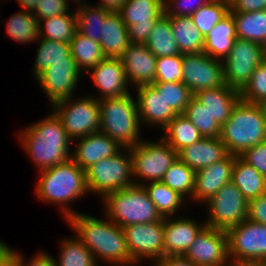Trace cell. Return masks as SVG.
Segmentation results:
<instances>
[{
  "label": "cell",
  "instance_id": "47",
  "mask_svg": "<svg viewBox=\"0 0 266 266\" xmlns=\"http://www.w3.org/2000/svg\"><path fill=\"white\" fill-rule=\"evenodd\" d=\"M72 1L75 2L76 0ZM70 11L67 0H40L32 13L39 21L41 19L69 13Z\"/></svg>",
  "mask_w": 266,
  "mask_h": 266
},
{
  "label": "cell",
  "instance_id": "38",
  "mask_svg": "<svg viewBox=\"0 0 266 266\" xmlns=\"http://www.w3.org/2000/svg\"><path fill=\"white\" fill-rule=\"evenodd\" d=\"M38 19L32 12L21 10L11 16L6 24L7 34L12 40L21 44H28L39 38Z\"/></svg>",
  "mask_w": 266,
  "mask_h": 266
},
{
  "label": "cell",
  "instance_id": "50",
  "mask_svg": "<svg viewBox=\"0 0 266 266\" xmlns=\"http://www.w3.org/2000/svg\"><path fill=\"white\" fill-rule=\"evenodd\" d=\"M266 10V0H233L229 12H253Z\"/></svg>",
  "mask_w": 266,
  "mask_h": 266
},
{
  "label": "cell",
  "instance_id": "32",
  "mask_svg": "<svg viewBox=\"0 0 266 266\" xmlns=\"http://www.w3.org/2000/svg\"><path fill=\"white\" fill-rule=\"evenodd\" d=\"M145 45L157 58L181 54L165 13L157 19Z\"/></svg>",
  "mask_w": 266,
  "mask_h": 266
},
{
  "label": "cell",
  "instance_id": "34",
  "mask_svg": "<svg viewBox=\"0 0 266 266\" xmlns=\"http://www.w3.org/2000/svg\"><path fill=\"white\" fill-rule=\"evenodd\" d=\"M74 12L39 20V37L70 43L77 31V17Z\"/></svg>",
  "mask_w": 266,
  "mask_h": 266
},
{
  "label": "cell",
  "instance_id": "23",
  "mask_svg": "<svg viewBox=\"0 0 266 266\" xmlns=\"http://www.w3.org/2000/svg\"><path fill=\"white\" fill-rule=\"evenodd\" d=\"M174 219L164 218L165 256L184 255L199 232L206 226L205 222L199 225L198 221L188 217Z\"/></svg>",
  "mask_w": 266,
  "mask_h": 266
},
{
  "label": "cell",
  "instance_id": "56",
  "mask_svg": "<svg viewBox=\"0 0 266 266\" xmlns=\"http://www.w3.org/2000/svg\"><path fill=\"white\" fill-rule=\"evenodd\" d=\"M22 10L32 12L40 0H17Z\"/></svg>",
  "mask_w": 266,
  "mask_h": 266
},
{
  "label": "cell",
  "instance_id": "20",
  "mask_svg": "<svg viewBox=\"0 0 266 266\" xmlns=\"http://www.w3.org/2000/svg\"><path fill=\"white\" fill-rule=\"evenodd\" d=\"M77 142L71 159L84 171L103 159L115 156L123 149L118 142L101 131L77 138Z\"/></svg>",
  "mask_w": 266,
  "mask_h": 266
},
{
  "label": "cell",
  "instance_id": "35",
  "mask_svg": "<svg viewBox=\"0 0 266 266\" xmlns=\"http://www.w3.org/2000/svg\"><path fill=\"white\" fill-rule=\"evenodd\" d=\"M84 1L85 0H76L74 2L78 4V9L76 11L77 31L89 37L91 40L100 43L103 23L110 11L98 5L90 6L83 3Z\"/></svg>",
  "mask_w": 266,
  "mask_h": 266
},
{
  "label": "cell",
  "instance_id": "11",
  "mask_svg": "<svg viewBox=\"0 0 266 266\" xmlns=\"http://www.w3.org/2000/svg\"><path fill=\"white\" fill-rule=\"evenodd\" d=\"M222 62L225 84L241 91L249 82L254 70L263 63L262 45L236 38L229 54Z\"/></svg>",
  "mask_w": 266,
  "mask_h": 266
},
{
  "label": "cell",
  "instance_id": "16",
  "mask_svg": "<svg viewBox=\"0 0 266 266\" xmlns=\"http://www.w3.org/2000/svg\"><path fill=\"white\" fill-rule=\"evenodd\" d=\"M183 256L198 266H223L229 258L227 232L206 225Z\"/></svg>",
  "mask_w": 266,
  "mask_h": 266
},
{
  "label": "cell",
  "instance_id": "29",
  "mask_svg": "<svg viewBox=\"0 0 266 266\" xmlns=\"http://www.w3.org/2000/svg\"><path fill=\"white\" fill-rule=\"evenodd\" d=\"M174 39L182 54L203 52L204 36L191 17L169 16Z\"/></svg>",
  "mask_w": 266,
  "mask_h": 266
},
{
  "label": "cell",
  "instance_id": "44",
  "mask_svg": "<svg viewBox=\"0 0 266 266\" xmlns=\"http://www.w3.org/2000/svg\"><path fill=\"white\" fill-rule=\"evenodd\" d=\"M242 101L260 104L266 100V64H260L252 73L249 82L240 91Z\"/></svg>",
  "mask_w": 266,
  "mask_h": 266
},
{
  "label": "cell",
  "instance_id": "24",
  "mask_svg": "<svg viewBox=\"0 0 266 266\" xmlns=\"http://www.w3.org/2000/svg\"><path fill=\"white\" fill-rule=\"evenodd\" d=\"M228 151L219 137L202 138L178 152V158L195 172L223 160Z\"/></svg>",
  "mask_w": 266,
  "mask_h": 266
},
{
  "label": "cell",
  "instance_id": "6",
  "mask_svg": "<svg viewBox=\"0 0 266 266\" xmlns=\"http://www.w3.org/2000/svg\"><path fill=\"white\" fill-rule=\"evenodd\" d=\"M102 203L105 215L121 228L163 219L143 186L133 185L107 193Z\"/></svg>",
  "mask_w": 266,
  "mask_h": 266
},
{
  "label": "cell",
  "instance_id": "55",
  "mask_svg": "<svg viewBox=\"0 0 266 266\" xmlns=\"http://www.w3.org/2000/svg\"><path fill=\"white\" fill-rule=\"evenodd\" d=\"M266 266V262L259 260H240L230 257L223 266Z\"/></svg>",
  "mask_w": 266,
  "mask_h": 266
},
{
  "label": "cell",
  "instance_id": "59",
  "mask_svg": "<svg viewBox=\"0 0 266 266\" xmlns=\"http://www.w3.org/2000/svg\"><path fill=\"white\" fill-rule=\"evenodd\" d=\"M262 49H263V63L266 64V43L262 45Z\"/></svg>",
  "mask_w": 266,
  "mask_h": 266
},
{
  "label": "cell",
  "instance_id": "3",
  "mask_svg": "<svg viewBox=\"0 0 266 266\" xmlns=\"http://www.w3.org/2000/svg\"><path fill=\"white\" fill-rule=\"evenodd\" d=\"M39 172L40 179L35 188L37 197L46 203L61 206L59 208L65 220L75 215L77 212L71 210L69 203L88 193L85 171L70 158Z\"/></svg>",
  "mask_w": 266,
  "mask_h": 266
},
{
  "label": "cell",
  "instance_id": "42",
  "mask_svg": "<svg viewBox=\"0 0 266 266\" xmlns=\"http://www.w3.org/2000/svg\"><path fill=\"white\" fill-rule=\"evenodd\" d=\"M183 115L193 123L204 138L220 137L221 126L216 123L205 106L194 96L186 106Z\"/></svg>",
  "mask_w": 266,
  "mask_h": 266
},
{
  "label": "cell",
  "instance_id": "33",
  "mask_svg": "<svg viewBox=\"0 0 266 266\" xmlns=\"http://www.w3.org/2000/svg\"><path fill=\"white\" fill-rule=\"evenodd\" d=\"M71 55L77 63L79 70L86 74L106 57L103 55L100 43L76 31L70 41Z\"/></svg>",
  "mask_w": 266,
  "mask_h": 266
},
{
  "label": "cell",
  "instance_id": "54",
  "mask_svg": "<svg viewBox=\"0 0 266 266\" xmlns=\"http://www.w3.org/2000/svg\"><path fill=\"white\" fill-rule=\"evenodd\" d=\"M127 0H100L98 6L110 12H119Z\"/></svg>",
  "mask_w": 266,
  "mask_h": 266
},
{
  "label": "cell",
  "instance_id": "46",
  "mask_svg": "<svg viewBox=\"0 0 266 266\" xmlns=\"http://www.w3.org/2000/svg\"><path fill=\"white\" fill-rule=\"evenodd\" d=\"M210 1L212 0H167L164 3V13L167 16L190 17Z\"/></svg>",
  "mask_w": 266,
  "mask_h": 266
},
{
  "label": "cell",
  "instance_id": "27",
  "mask_svg": "<svg viewBox=\"0 0 266 266\" xmlns=\"http://www.w3.org/2000/svg\"><path fill=\"white\" fill-rule=\"evenodd\" d=\"M236 38L235 20L229 12L205 36L203 52L223 61L229 54Z\"/></svg>",
  "mask_w": 266,
  "mask_h": 266
},
{
  "label": "cell",
  "instance_id": "21",
  "mask_svg": "<svg viewBox=\"0 0 266 266\" xmlns=\"http://www.w3.org/2000/svg\"><path fill=\"white\" fill-rule=\"evenodd\" d=\"M87 74L100 91L101 98L121 97L129 94L128 83L124 67L120 58L106 57L92 68Z\"/></svg>",
  "mask_w": 266,
  "mask_h": 266
},
{
  "label": "cell",
  "instance_id": "13",
  "mask_svg": "<svg viewBox=\"0 0 266 266\" xmlns=\"http://www.w3.org/2000/svg\"><path fill=\"white\" fill-rule=\"evenodd\" d=\"M182 71V83L193 95L225 85L222 60L204 52L183 54Z\"/></svg>",
  "mask_w": 266,
  "mask_h": 266
},
{
  "label": "cell",
  "instance_id": "26",
  "mask_svg": "<svg viewBox=\"0 0 266 266\" xmlns=\"http://www.w3.org/2000/svg\"><path fill=\"white\" fill-rule=\"evenodd\" d=\"M128 29L119 12H110L103 23L100 45L103 55L120 58L130 45Z\"/></svg>",
  "mask_w": 266,
  "mask_h": 266
},
{
  "label": "cell",
  "instance_id": "10",
  "mask_svg": "<svg viewBox=\"0 0 266 266\" xmlns=\"http://www.w3.org/2000/svg\"><path fill=\"white\" fill-rule=\"evenodd\" d=\"M205 203L209 208L205 223L214 229L227 232L247 219L248 200L232 182L225 184Z\"/></svg>",
  "mask_w": 266,
  "mask_h": 266
},
{
  "label": "cell",
  "instance_id": "43",
  "mask_svg": "<svg viewBox=\"0 0 266 266\" xmlns=\"http://www.w3.org/2000/svg\"><path fill=\"white\" fill-rule=\"evenodd\" d=\"M152 85L177 114H184L186 106L194 96L182 82H154Z\"/></svg>",
  "mask_w": 266,
  "mask_h": 266
},
{
  "label": "cell",
  "instance_id": "15",
  "mask_svg": "<svg viewBox=\"0 0 266 266\" xmlns=\"http://www.w3.org/2000/svg\"><path fill=\"white\" fill-rule=\"evenodd\" d=\"M131 43H145L157 19L164 14L163 0H127L119 11Z\"/></svg>",
  "mask_w": 266,
  "mask_h": 266
},
{
  "label": "cell",
  "instance_id": "57",
  "mask_svg": "<svg viewBox=\"0 0 266 266\" xmlns=\"http://www.w3.org/2000/svg\"><path fill=\"white\" fill-rule=\"evenodd\" d=\"M10 249L4 242L0 240V258Z\"/></svg>",
  "mask_w": 266,
  "mask_h": 266
},
{
  "label": "cell",
  "instance_id": "8",
  "mask_svg": "<svg viewBox=\"0 0 266 266\" xmlns=\"http://www.w3.org/2000/svg\"><path fill=\"white\" fill-rule=\"evenodd\" d=\"M130 152L133 178L145 179L143 182H139L138 179L134 180L135 185L139 186L162 181L165 172L178 158V152L162 138L158 142L140 141L130 147Z\"/></svg>",
  "mask_w": 266,
  "mask_h": 266
},
{
  "label": "cell",
  "instance_id": "58",
  "mask_svg": "<svg viewBox=\"0 0 266 266\" xmlns=\"http://www.w3.org/2000/svg\"><path fill=\"white\" fill-rule=\"evenodd\" d=\"M258 105L261 107V110H262L263 115H264L265 120H266V100H264L263 102H261Z\"/></svg>",
  "mask_w": 266,
  "mask_h": 266
},
{
  "label": "cell",
  "instance_id": "41",
  "mask_svg": "<svg viewBox=\"0 0 266 266\" xmlns=\"http://www.w3.org/2000/svg\"><path fill=\"white\" fill-rule=\"evenodd\" d=\"M230 11V4L225 0H212L199 8L190 17L193 23L205 37L211 29L222 20Z\"/></svg>",
  "mask_w": 266,
  "mask_h": 266
},
{
  "label": "cell",
  "instance_id": "39",
  "mask_svg": "<svg viewBox=\"0 0 266 266\" xmlns=\"http://www.w3.org/2000/svg\"><path fill=\"white\" fill-rule=\"evenodd\" d=\"M60 258L55 266H99L93 253L75 236L61 241Z\"/></svg>",
  "mask_w": 266,
  "mask_h": 266
},
{
  "label": "cell",
  "instance_id": "2",
  "mask_svg": "<svg viewBox=\"0 0 266 266\" xmlns=\"http://www.w3.org/2000/svg\"><path fill=\"white\" fill-rule=\"evenodd\" d=\"M18 137L40 171L66 162L72 156L69 147L73 140L54 111L44 120L27 126Z\"/></svg>",
  "mask_w": 266,
  "mask_h": 266
},
{
  "label": "cell",
  "instance_id": "36",
  "mask_svg": "<svg viewBox=\"0 0 266 266\" xmlns=\"http://www.w3.org/2000/svg\"><path fill=\"white\" fill-rule=\"evenodd\" d=\"M37 41H40V44L33 66L35 79L55 62L75 61L71 55L70 43L53 41L42 37H39Z\"/></svg>",
  "mask_w": 266,
  "mask_h": 266
},
{
  "label": "cell",
  "instance_id": "7",
  "mask_svg": "<svg viewBox=\"0 0 266 266\" xmlns=\"http://www.w3.org/2000/svg\"><path fill=\"white\" fill-rule=\"evenodd\" d=\"M85 175L88 192L97 193L100 197L135 185L130 148H123L115 156L91 165L85 170Z\"/></svg>",
  "mask_w": 266,
  "mask_h": 266
},
{
  "label": "cell",
  "instance_id": "48",
  "mask_svg": "<svg viewBox=\"0 0 266 266\" xmlns=\"http://www.w3.org/2000/svg\"><path fill=\"white\" fill-rule=\"evenodd\" d=\"M239 156L266 177V141L250 147Z\"/></svg>",
  "mask_w": 266,
  "mask_h": 266
},
{
  "label": "cell",
  "instance_id": "5",
  "mask_svg": "<svg viewBox=\"0 0 266 266\" xmlns=\"http://www.w3.org/2000/svg\"><path fill=\"white\" fill-rule=\"evenodd\" d=\"M131 93L121 97L98 99L100 130L123 148L135 146L141 140L138 104ZM141 124V125H140Z\"/></svg>",
  "mask_w": 266,
  "mask_h": 266
},
{
  "label": "cell",
  "instance_id": "1",
  "mask_svg": "<svg viewBox=\"0 0 266 266\" xmlns=\"http://www.w3.org/2000/svg\"><path fill=\"white\" fill-rule=\"evenodd\" d=\"M106 219L96 218L86 213H76L66 221L77 238L93 253L97 261L113 266L135 265L127 248L123 228ZM98 257L100 259H98Z\"/></svg>",
  "mask_w": 266,
  "mask_h": 266
},
{
  "label": "cell",
  "instance_id": "28",
  "mask_svg": "<svg viewBox=\"0 0 266 266\" xmlns=\"http://www.w3.org/2000/svg\"><path fill=\"white\" fill-rule=\"evenodd\" d=\"M232 183L248 201L266 194V177L240 156H235Z\"/></svg>",
  "mask_w": 266,
  "mask_h": 266
},
{
  "label": "cell",
  "instance_id": "37",
  "mask_svg": "<svg viewBox=\"0 0 266 266\" xmlns=\"http://www.w3.org/2000/svg\"><path fill=\"white\" fill-rule=\"evenodd\" d=\"M142 186L163 218L175 215L176 211H178L184 203V197L172 190L162 181L149 182Z\"/></svg>",
  "mask_w": 266,
  "mask_h": 266
},
{
  "label": "cell",
  "instance_id": "12",
  "mask_svg": "<svg viewBox=\"0 0 266 266\" xmlns=\"http://www.w3.org/2000/svg\"><path fill=\"white\" fill-rule=\"evenodd\" d=\"M128 251L135 263L142 260L155 261L165 256L164 218L146 224H131L123 228Z\"/></svg>",
  "mask_w": 266,
  "mask_h": 266
},
{
  "label": "cell",
  "instance_id": "14",
  "mask_svg": "<svg viewBox=\"0 0 266 266\" xmlns=\"http://www.w3.org/2000/svg\"><path fill=\"white\" fill-rule=\"evenodd\" d=\"M228 257L266 262V225L244 220L227 231Z\"/></svg>",
  "mask_w": 266,
  "mask_h": 266
},
{
  "label": "cell",
  "instance_id": "60",
  "mask_svg": "<svg viewBox=\"0 0 266 266\" xmlns=\"http://www.w3.org/2000/svg\"><path fill=\"white\" fill-rule=\"evenodd\" d=\"M225 1H227L230 4L233 0H225Z\"/></svg>",
  "mask_w": 266,
  "mask_h": 266
},
{
  "label": "cell",
  "instance_id": "4",
  "mask_svg": "<svg viewBox=\"0 0 266 266\" xmlns=\"http://www.w3.org/2000/svg\"><path fill=\"white\" fill-rule=\"evenodd\" d=\"M221 141L229 154L239 156L245 150L266 141V120L258 104L240 100L221 127Z\"/></svg>",
  "mask_w": 266,
  "mask_h": 266
},
{
  "label": "cell",
  "instance_id": "9",
  "mask_svg": "<svg viewBox=\"0 0 266 266\" xmlns=\"http://www.w3.org/2000/svg\"><path fill=\"white\" fill-rule=\"evenodd\" d=\"M98 98L90 95L73 100L72 96L52 105V110L60 118L64 129L73 141L100 130Z\"/></svg>",
  "mask_w": 266,
  "mask_h": 266
},
{
  "label": "cell",
  "instance_id": "22",
  "mask_svg": "<svg viewBox=\"0 0 266 266\" xmlns=\"http://www.w3.org/2000/svg\"><path fill=\"white\" fill-rule=\"evenodd\" d=\"M136 89L140 122L163 128L178 114L167 104L163 95L152 85H142Z\"/></svg>",
  "mask_w": 266,
  "mask_h": 266
},
{
  "label": "cell",
  "instance_id": "40",
  "mask_svg": "<svg viewBox=\"0 0 266 266\" xmlns=\"http://www.w3.org/2000/svg\"><path fill=\"white\" fill-rule=\"evenodd\" d=\"M195 171L179 158L165 172L162 182L184 198L193 197L195 187Z\"/></svg>",
  "mask_w": 266,
  "mask_h": 266
},
{
  "label": "cell",
  "instance_id": "45",
  "mask_svg": "<svg viewBox=\"0 0 266 266\" xmlns=\"http://www.w3.org/2000/svg\"><path fill=\"white\" fill-rule=\"evenodd\" d=\"M183 54L161 56L156 61L155 82H182Z\"/></svg>",
  "mask_w": 266,
  "mask_h": 266
},
{
  "label": "cell",
  "instance_id": "49",
  "mask_svg": "<svg viewBox=\"0 0 266 266\" xmlns=\"http://www.w3.org/2000/svg\"><path fill=\"white\" fill-rule=\"evenodd\" d=\"M247 219L266 225V194L248 201Z\"/></svg>",
  "mask_w": 266,
  "mask_h": 266
},
{
  "label": "cell",
  "instance_id": "51",
  "mask_svg": "<svg viewBox=\"0 0 266 266\" xmlns=\"http://www.w3.org/2000/svg\"><path fill=\"white\" fill-rule=\"evenodd\" d=\"M20 255V265L21 266H55L54 258L46 252L37 253L34 257L27 263L23 256ZM25 261V262H24Z\"/></svg>",
  "mask_w": 266,
  "mask_h": 266
},
{
  "label": "cell",
  "instance_id": "17",
  "mask_svg": "<svg viewBox=\"0 0 266 266\" xmlns=\"http://www.w3.org/2000/svg\"><path fill=\"white\" fill-rule=\"evenodd\" d=\"M80 73L82 72L75 61H58L48 66L36 80L52 106L74 95Z\"/></svg>",
  "mask_w": 266,
  "mask_h": 266
},
{
  "label": "cell",
  "instance_id": "30",
  "mask_svg": "<svg viewBox=\"0 0 266 266\" xmlns=\"http://www.w3.org/2000/svg\"><path fill=\"white\" fill-rule=\"evenodd\" d=\"M235 20L236 37L266 43V10L253 12H230Z\"/></svg>",
  "mask_w": 266,
  "mask_h": 266
},
{
  "label": "cell",
  "instance_id": "53",
  "mask_svg": "<svg viewBox=\"0 0 266 266\" xmlns=\"http://www.w3.org/2000/svg\"><path fill=\"white\" fill-rule=\"evenodd\" d=\"M0 266H21L20 255L15 249H9L1 258Z\"/></svg>",
  "mask_w": 266,
  "mask_h": 266
},
{
  "label": "cell",
  "instance_id": "18",
  "mask_svg": "<svg viewBox=\"0 0 266 266\" xmlns=\"http://www.w3.org/2000/svg\"><path fill=\"white\" fill-rule=\"evenodd\" d=\"M120 60L128 83L133 82L135 88L155 82L157 57L145 43H130Z\"/></svg>",
  "mask_w": 266,
  "mask_h": 266
},
{
  "label": "cell",
  "instance_id": "25",
  "mask_svg": "<svg viewBox=\"0 0 266 266\" xmlns=\"http://www.w3.org/2000/svg\"><path fill=\"white\" fill-rule=\"evenodd\" d=\"M194 97L205 106L210 116L221 127L230 117L233 108L241 100L240 91L228 85L215 89L202 90Z\"/></svg>",
  "mask_w": 266,
  "mask_h": 266
},
{
  "label": "cell",
  "instance_id": "31",
  "mask_svg": "<svg viewBox=\"0 0 266 266\" xmlns=\"http://www.w3.org/2000/svg\"><path fill=\"white\" fill-rule=\"evenodd\" d=\"M161 138L177 152L203 138L199 130L183 114L175 116L164 128Z\"/></svg>",
  "mask_w": 266,
  "mask_h": 266
},
{
  "label": "cell",
  "instance_id": "52",
  "mask_svg": "<svg viewBox=\"0 0 266 266\" xmlns=\"http://www.w3.org/2000/svg\"><path fill=\"white\" fill-rule=\"evenodd\" d=\"M151 266H198L183 255L181 256H164L162 259L155 261Z\"/></svg>",
  "mask_w": 266,
  "mask_h": 266
},
{
  "label": "cell",
  "instance_id": "19",
  "mask_svg": "<svg viewBox=\"0 0 266 266\" xmlns=\"http://www.w3.org/2000/svg\"><path fill=\"white\" fill-rule=\"evenodd\" d=\"M235 155L228 154L223 160L202 168L195 173L193 201L205 203L227 183L232 182Z\"/></svg>",
  "mask_w": 266,
  "mask_h": 266
}]
</instances>
